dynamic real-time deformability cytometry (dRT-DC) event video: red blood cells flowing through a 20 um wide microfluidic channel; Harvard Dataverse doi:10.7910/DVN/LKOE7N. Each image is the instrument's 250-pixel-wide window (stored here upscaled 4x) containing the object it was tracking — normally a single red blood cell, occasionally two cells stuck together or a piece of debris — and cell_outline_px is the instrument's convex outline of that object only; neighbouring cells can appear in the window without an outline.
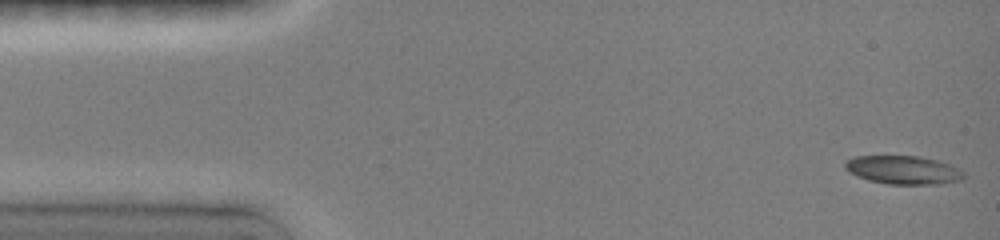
{"species": "common noctule bat (a hibernating species)", "species_latin": "Nyctalus noctula", "temperature_condition": "room temperature", "stored_images_in_passage": 7, "camera_frame_rate_fps": 3000, "um_per_image_px": 0.085, "animal": {"sex": "female", "body_mass_g": 19.0, "forearm_length_mm": 51.5}, "frame": {"image": 1, "passage_image": 1, "time_ms": 0.0, "image_size_px": [1000, 240], "cell_outline_px": [[964, 180], [936, 184], [888, 184], [868, 180], [856, 176], [848, 172], [844, 168], [844, 164], [848, 160], [856, 156], [920, 156], [940, 160], [964, 172]], "centroid_in_image_um": [76.77, 14.45], "position_along_channel_um": 8.2, "area_um2": 19.77}}